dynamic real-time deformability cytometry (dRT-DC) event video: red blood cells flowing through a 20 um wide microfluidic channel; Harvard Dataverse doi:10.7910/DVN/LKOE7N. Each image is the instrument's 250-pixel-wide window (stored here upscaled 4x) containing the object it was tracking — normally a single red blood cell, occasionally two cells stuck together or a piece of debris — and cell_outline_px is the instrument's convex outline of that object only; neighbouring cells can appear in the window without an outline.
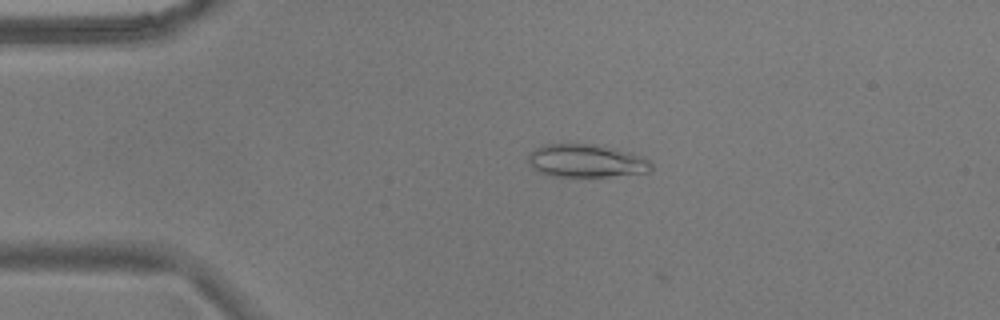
{"species": "common noctule bat (a hibernating species)", "species_latin": "Nyctalus noctula", "temperature_condition": "warm", "stored_images_in_passage": 44, "camera_frame_rate_fps": 3000, "um_per_image_px": 0.085, "animal": {"sex": "male", "body_mass_g": 17.9}, "frame": {"image": 1, "passage_image": 1, "time_ms": 0.0, "image_size_px": [1000, 320], "cell_outline_px": [[652, 168], [648, 172], [604, 176], [548, 176], [540, 172], [528, 164], [528, 152], [544, 144], [596, 144], [616, 148], [640, 156], [648, 160], [652, 164]], "centroid_in_image_um": [49.78, 13.66], "position_along_channel_um": 35.2, "area_um2": 23.58}}
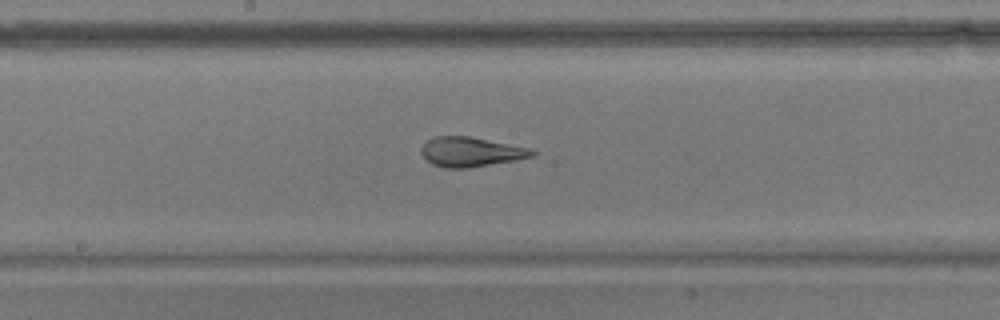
{"frame": {"image": 2, "passage_image": 18, "time_ms": 5.667, "image_size_px": [1000, 320], "cell_outline_px": [[536, 152], [532, 156], [512, 160], [468, 168], [444, 168], [432, 164], [420, 152], [420, 148], [432, 136], [472, 136], [532, 148]], "centroid_in_image_um": [40.0, 12.89], "position_along_channel_um": 208.2, "area_um2": 19.13}}
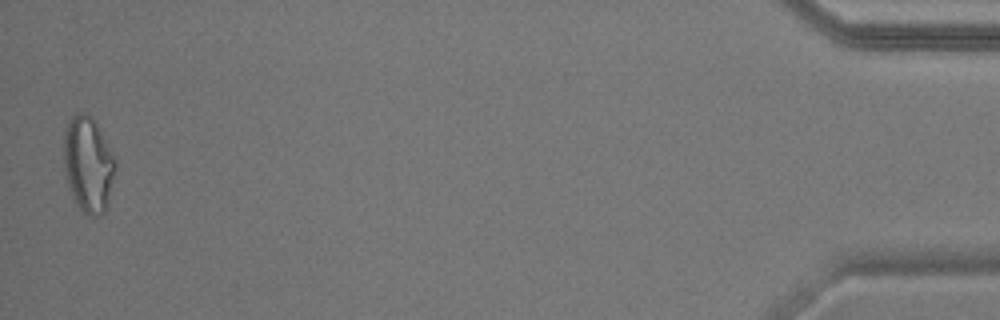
{"frame": {"image": 3, "passage_image": 43, "time_ms": 14.0, "image_size_px": [1000, 320], "cell_outline_px": [[116, 168], [108, 204], [104, 212], [100, 216], [92, 216], [84, 212], [80, 208], [68, 188], [64, 168], [64, 128], [68, 120], [76, 112], [84, 112], [96, 124], [112, 152], [116, 160]], "centroid_in_image_um": [7.49, 13.98], "position_along_channel_um": 427.7, "area_um2": 28.73}, "authors_computed_cell_mechanics": {"area_um2": 20.6057, "velocity_mm_per_s": 3.7101, "shape_relaxation_time_tau1_ms": null, "shape_relaxation_time_tau2_ms": 1.1896, "deformation_change_tau1": null, "deformation_change_tau2": 0.0894}}